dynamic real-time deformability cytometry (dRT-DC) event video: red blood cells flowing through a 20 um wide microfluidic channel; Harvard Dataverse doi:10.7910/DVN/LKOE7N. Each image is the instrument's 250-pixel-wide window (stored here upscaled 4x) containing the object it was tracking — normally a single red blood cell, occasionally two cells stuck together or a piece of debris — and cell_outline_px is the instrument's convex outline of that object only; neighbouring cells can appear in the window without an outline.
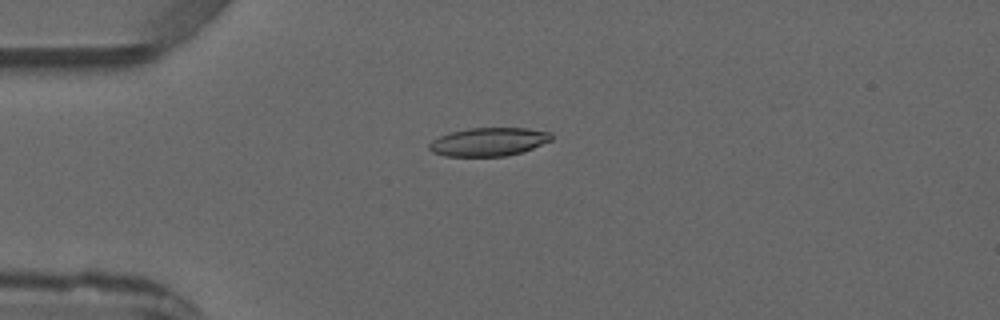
{"species": "common noctule bat (a hibernating species)", "species_latin": "Nyctalus noctula", "temperature_condition": "warm", "stored_images_in_passage": 1, "camera_frame_rate_fps": 3000, "um_per_image_px": 0.085, "animal": {"sex": "male", "forearm_length_mm": 52.5}, "frame": {"image": 1, "passage_image": 1, "time_ms": 0.0, "image_size_px": [1000, 320], "cell_outline_px": [[552, 140], [532, 148], [508, 156], [444, 156], [432, 152], [428, 148], [428, 144], [432, 140], [440, 136], [452, 132], [468, 128], [528, 128], [552, 132]], "centroid_in_image_um": [41.53, 12.05], "position_along_channel_um": 43.5, "area_um2": 20.23}}